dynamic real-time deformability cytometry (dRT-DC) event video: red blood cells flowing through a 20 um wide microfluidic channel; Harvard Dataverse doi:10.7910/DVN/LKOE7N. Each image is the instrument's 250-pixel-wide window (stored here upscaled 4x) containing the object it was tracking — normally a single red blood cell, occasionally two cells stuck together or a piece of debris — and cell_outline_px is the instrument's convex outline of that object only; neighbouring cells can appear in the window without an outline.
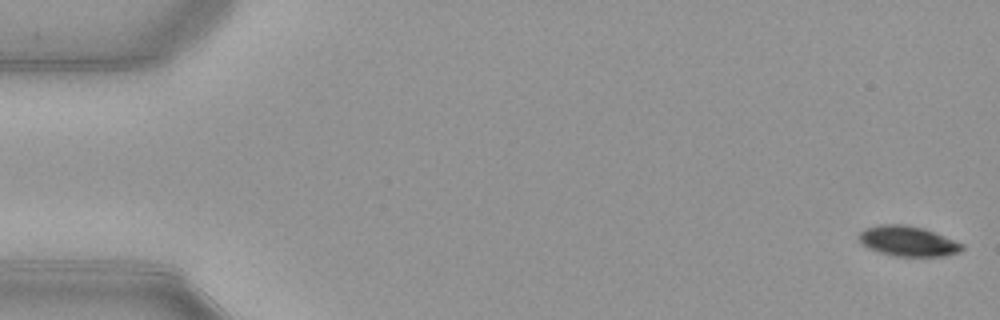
{"species": "common noctule bat (a hibernating species)", "species_latin": "Nyctalus noctula", "temperature_condition": "warm", "stored_images_in_passage": 54, "camera_frame_rate_fps": 3000, "um_per_image_px": 0.085, "animal": {"sex": "female", "body_mass_g": 21.9}, "frame": {"image": 1, "passage_image": 1, "time_ms": 0.0, "image_size_px": [1000, 320], "cell_outline_px": [[964, 248], [956, 252], [944, 256], [896, 256], [880, 252], [868, 248], [860, 244], [860, 232], [868, 228], [880, 224], [908, 224], [924, 228], [964, 244]], "centroid_in_image_um": [77.17, 20.49], "position_along_channel_um": 7.8, "area_um2": 17.98}}
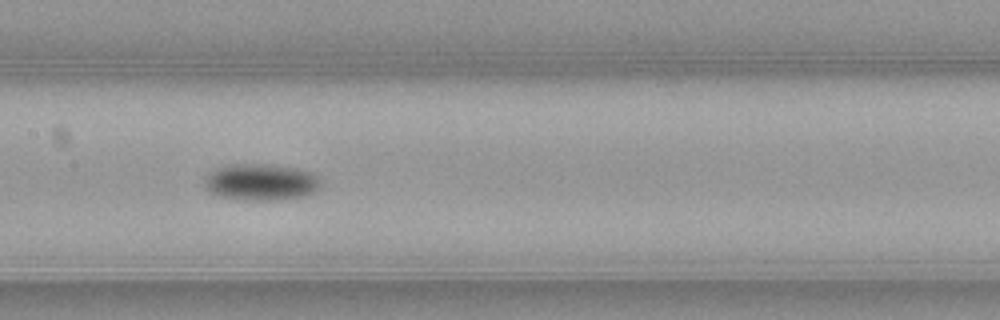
{"frame": {"image": 2, "passage_image": 26, "time_ms": 8.333, "image_size_px": [1000, 320], "cell_outline_px": [[320, 184], [312, 192], [304, 196], [284, 200], [244, 200], [216, 196], [208, 192], [204, 188], [204, 180], [216, 168], [228, 164], [260, 164], [292, 168], [308, 172], [316, 176], [320, 180]], "centroid_in_image_um": [22.1, 15.5], "position_along_channel_um": 185.3, "area_um2": 24.62}}
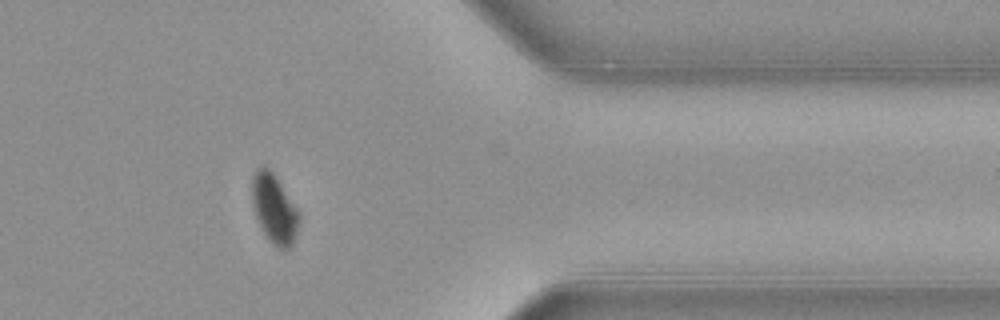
{"frame": {"image": 3, "passage_image": 43, "time_ms": 14.0, "image_size_px": [1000, 320], "cell_outline_px": [[300, 224], [292, 244], [288, 248], [276, 248], [268, 240], [256, 216], [252, 200], [252, 176], [256, 168], [268, 168], [272, 172], [300, 212]], "centroid_in_image_um": [23.33, 17.77], "position_along_channel_um": 388.1, "area_um2": 18.73}, "authors_computed_cell_mechanics": {"area_um2": 20.519, "velocity_mm_per_s": 3.9151, "shape_relaxation_time_tau1_ms": 1.8881, "shape_relaxation_time_tau2_ms": null, "deformation_change_tau1": 0.108, "deformation_change_tau2": null}}